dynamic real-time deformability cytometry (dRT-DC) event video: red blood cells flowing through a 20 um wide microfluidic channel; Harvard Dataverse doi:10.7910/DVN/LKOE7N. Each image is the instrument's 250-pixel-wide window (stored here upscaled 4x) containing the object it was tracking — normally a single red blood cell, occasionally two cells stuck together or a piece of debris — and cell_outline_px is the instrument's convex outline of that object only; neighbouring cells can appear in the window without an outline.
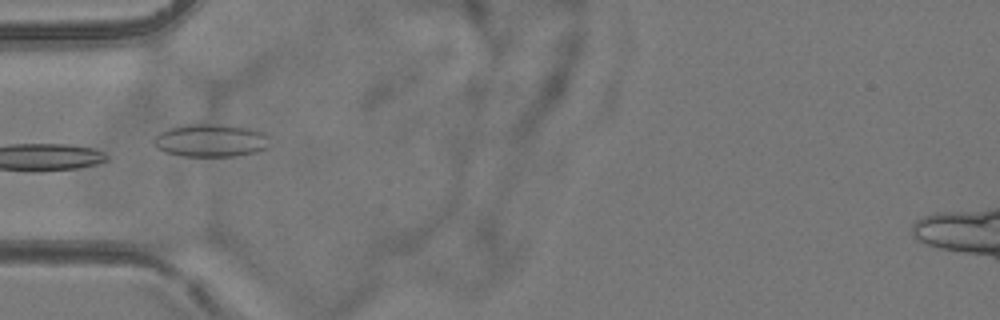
{"species": "common noctule bat (a hibernating species)", "species_latin": "Nyctalus noctula", "temperature_condition": "room temperature", "stored_images_in_passage": 8, "camera_frame_rate_fps": 3000, "um_per_image_px": 0.085, "animal": {"sex": "female", "body_mass_g": 24.6, "forearm_length_mm": 56.2}, "frame": {"image": 1, "passage_image": 5, "time_ms": 4.667, "image_size_px": [1000, 320], "cell_outline_px": [[268, 148], [256, 152], [236, 156], [184, 156], [164, 152], [156, 148], [152, 140], [160, 132], [168, 128], [188, 124], [228, 124], [248, 128], [264, 132], [268, 136]], "centroid_in_image_um": [17.91, 11.93], "position_along_channel_um": 67.1, "area_um2": 22.43}}
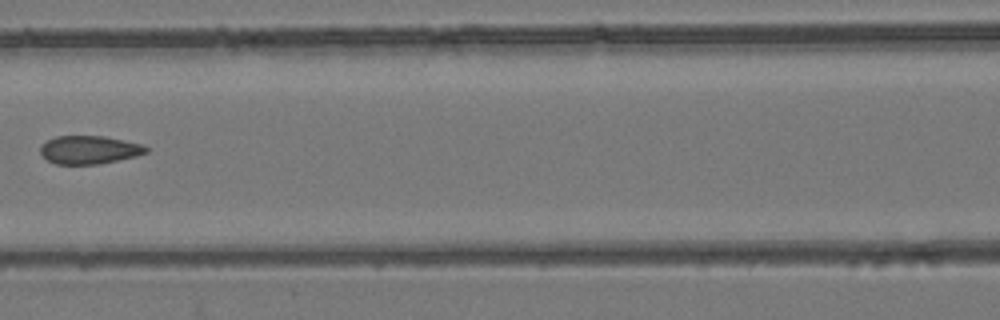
{"frame": {"image": 2, "passage_image": 7, "time_ms": 7.0, "image_size_px": [1000, 320], "cell_outline_px": [[148, 152], [136, 156], [96, 164], [56, 164], [48, 160], [40, 152], [40, 144], [56, 136], [104, 136], [140, 144], [148, 148]], "centroid_in_image_um": [7.55, 12.73], "position_along_channel_um": 159.0, "area_um2": 17.17}}
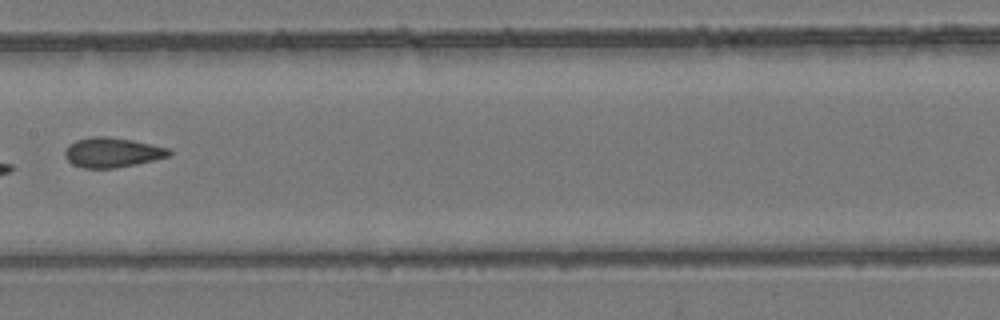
{"frame": {"image": 3, "passage_image": 8, "time_ms": 8.0, "image_size_px": [1000, 320], "cell_outline_px": [[172, 152], [168, 156], [136, 164], [116, 168], [84, 168], [72, 164], [64, 156], [64, 152], [68, 144], [76, 140], [92, 136], [104, 136], [132, 140], [168, 148]], "centroid_in_image_um": [9.49, 12.96], "position_along_channel_um": 197.9, "area_um2": 17.98}}